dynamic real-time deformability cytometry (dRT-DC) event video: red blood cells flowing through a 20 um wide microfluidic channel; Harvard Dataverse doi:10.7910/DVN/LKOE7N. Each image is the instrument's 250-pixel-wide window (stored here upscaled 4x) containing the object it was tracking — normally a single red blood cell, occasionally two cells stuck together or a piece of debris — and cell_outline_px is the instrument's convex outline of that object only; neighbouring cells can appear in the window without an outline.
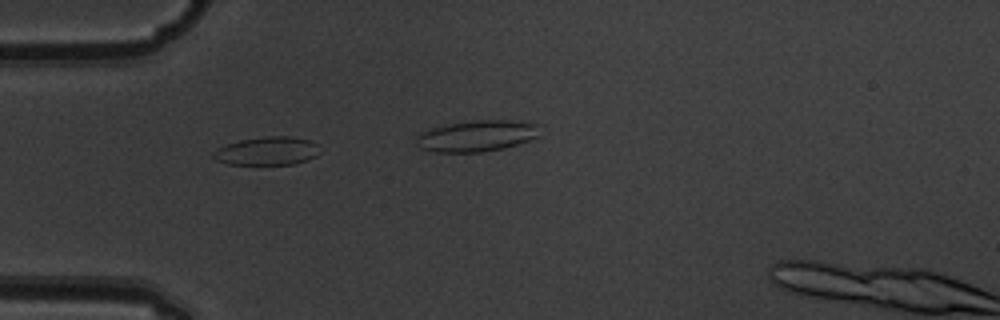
{"species": "common noctule bat (a hibernating species)", "species_latin": "Nyctalus noctula", "temperature_condition": "warm", "stored_images_in_passage": 9, "camera_frame_rate_fps": 3000, "um_per_image_px": 0.085, "animal": {"sex": "male", "body_mass_g": 19.5, "forearm_length_mm": 54.6}, "frame": {"image": 1, "passage_image": 2, "time_ms": 0.333, "image_size_px": [1000, 320], "cell_outline_px": [[320, 152], [316, 156], [308, 160], [292, 164], [228, 164], [216, 160], [212, 156], [212, 152], [216, 148], [240, 140], [268, 136], [292, 136], [308, 140], [316, 144]], "centroid_in_image_um": [22.7, 12.83], "position_along_channel_um": 62.3, "area_um2": 17.51}}
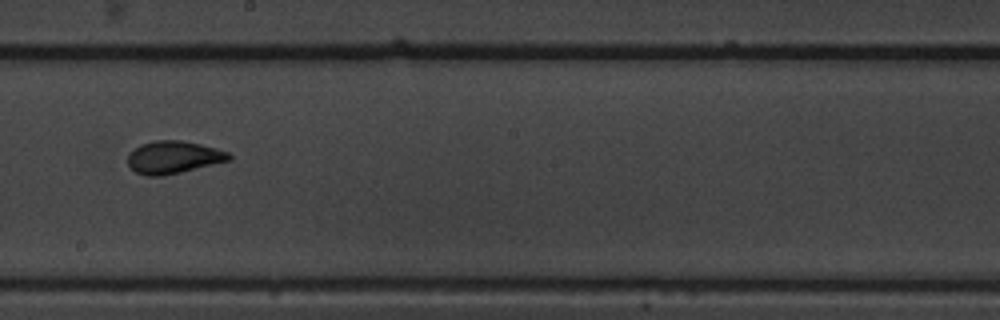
{"frame": {"image": 2, "passage_image": 7, "time_ms": 2.0, "image_size_px": [1000, 320], "cell_outline_px": [[232, 160], [164, 176], [148, 176], [136, 172], [128, 164], [128, 152], [140, 144], [156, 140], [180, 140], [200, 144], [216, 148], [228, 152], [232, 156]], "centroid_in_image_um": [14.74, 13.36], "position_along_channel_um": 233.5, "area_um2": 19.31}}
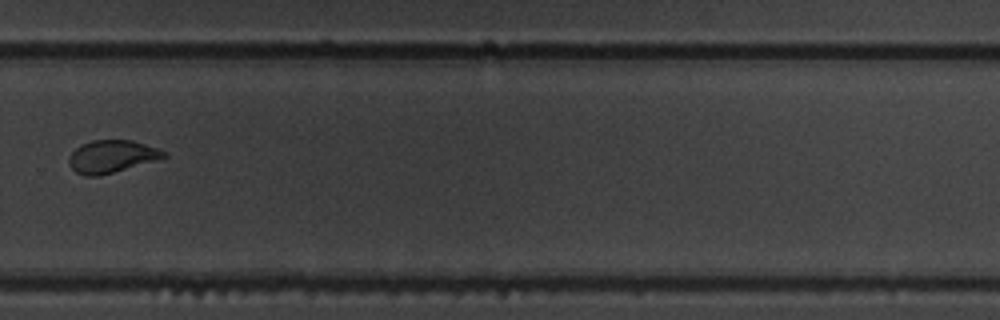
{"frame": {"image": 3, "passage_image": 9, "time_ms": 2.667, "image_size_px": [1000, 320], "cell_outline_px": [[168, 156], [156, 160], [100, 176], [84, 176], [76, 172], [72, 168], [68, 160], [68, 156], [80, 144], [92, 140], [132, 140], [160, 148], [168, 152]], "centroid_in_image_um": [9.51, 13.29], "position_along_channel_um": 320.3, "area_um2": 18.15}}